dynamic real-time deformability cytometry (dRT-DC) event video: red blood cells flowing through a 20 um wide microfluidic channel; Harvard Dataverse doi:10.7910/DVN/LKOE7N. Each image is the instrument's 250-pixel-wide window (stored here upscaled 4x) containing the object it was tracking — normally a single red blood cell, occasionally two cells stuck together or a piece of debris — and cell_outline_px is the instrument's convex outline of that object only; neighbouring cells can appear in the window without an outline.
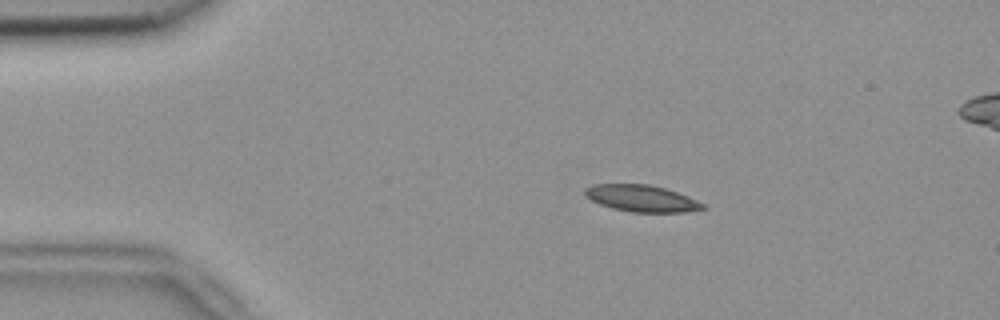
{"species": "common noctule bat (a hibernating species)", "species_latin": "Nyctalus noctula", "temperature_condition": "room temperature", "stored_images_in_passage": 54, "camera_frame_rate_fps": 3000, "um_per_image_px": 0.085, "animal": {"sex": "female", "body_mass_g": 18.4}, "frame": {"image": 1, "passage_image": 9, "time_ms": 2.667, "image_size_px": [1000, 320], "cell_outline_px": [[708, 208], [684, 212], [632, 212], [612, 208], [600, 204], [584, 196], [584, 188], [592, 184], [648, 184], [664, 188], [688, 196], [704, 204]], "centroid_in_image_um": [54.51, 16.86], "position_along_channel_um": 30.5, "area_um2": 18.32}}
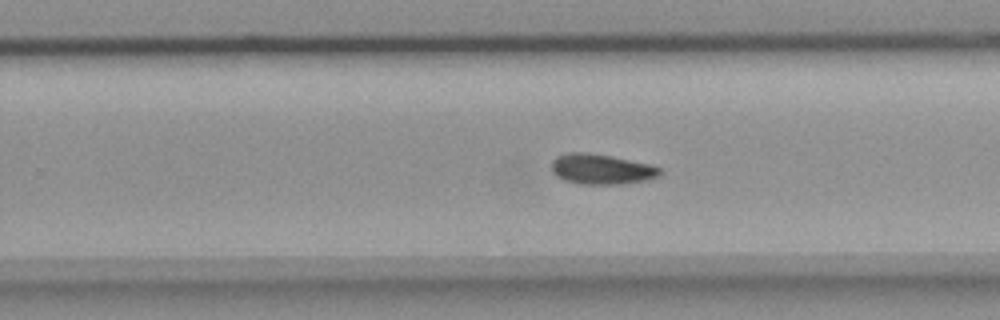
{"frame": {"image": 2, "passage_image": 33, "time_ms": 10.667, "image_size_px": [1000, 320], "cell_outline_px": [[664, 172], [660, 176], [644, 180], [620, 184], [580, 184], [564, 180], [556, 176], [552, 172], [552, 160], [556, 156], [568, 152], [588, 152], [612, 156], [648, 164], [660, 168]], "centroid_in_image_um": [51.09, 14.37], "position_along_channel_um": 278.7, "area_um2": 19.19}}
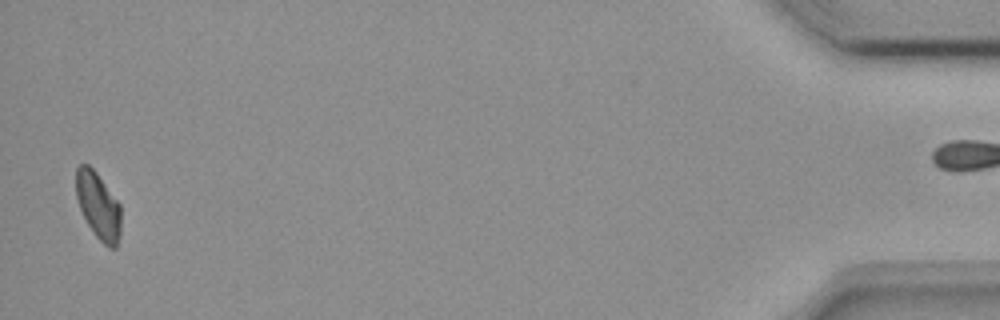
{"frame": {"image": 3, "passage_image": 52, "time_ms": 17.0, "image_size_px": [1000, 320], "cell_outline_px": [[120, 236], [116, 248], [108, 248], [96, 236], [88, 224], [80, 208], [76, 196], [76, 168], [80, 164], [88, 164], [96, 172], [120, 204]], "centroid_in_image_um": [8.35, 17.49], "position_along_channel_um": 426.8, "area_um2": 17.34}, "authors_computed_cell_mechanics": {"area_um2": 18.4093, "velocity_mm_per_s": 3.7504, "shape_relaxation_time_tau1_ms": 10.1953, "shape_relaxation_time_tau2_ms": 10.3846, "deformation_change_tau1": 0.172, "deformation_change_tau2": 0.1369}}